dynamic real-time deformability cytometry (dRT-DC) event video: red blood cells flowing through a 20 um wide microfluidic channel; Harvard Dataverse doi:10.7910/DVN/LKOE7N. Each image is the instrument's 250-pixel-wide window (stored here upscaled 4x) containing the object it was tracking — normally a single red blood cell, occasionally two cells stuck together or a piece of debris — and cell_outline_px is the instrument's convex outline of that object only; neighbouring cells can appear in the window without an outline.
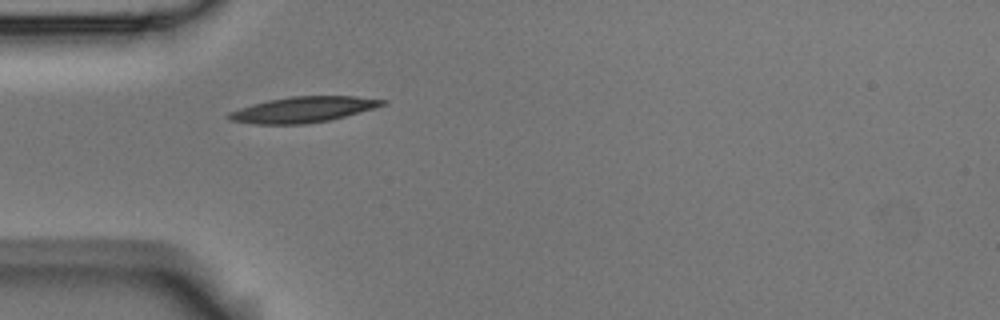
{"species": "Egyptian fruit bat (a non-hibernating species)", "species_latin": "Rousettus aegyptiacus", "temperature_condition": "room temperature", "stored_images_in_passage": 2, "camera_frame_rate_fps": 3000, "um_per_image_px": 0.085, "animal": {"sex": "male"}, "frame": {"image": 1, "passage_image": 2, "time_ms": 0.333, "image_size_px": [1000, 320], "cell_outline_px": [[388, 104], [344, 116], [328, 120], [304, 124], [256, 124], [228, 120], [228, 112], [252, 104], [268, 100], [292, 96], [356, 96], [388, 100]], "centroid_in_image_um": [25.77, 9.3], "position_along_channel_um": 59.2, "area_um2": 22.89}}